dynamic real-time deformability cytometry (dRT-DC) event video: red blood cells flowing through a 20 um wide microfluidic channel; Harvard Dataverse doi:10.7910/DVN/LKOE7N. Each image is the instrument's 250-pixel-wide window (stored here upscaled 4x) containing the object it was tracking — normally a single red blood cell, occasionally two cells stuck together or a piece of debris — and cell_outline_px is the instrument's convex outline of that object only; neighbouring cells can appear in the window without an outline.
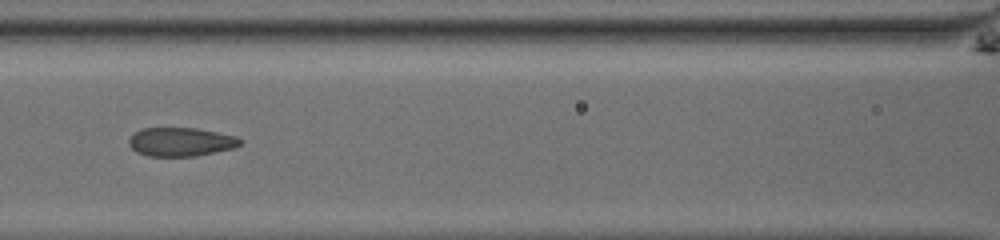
{"species": "common noctule bat (a hibernating species)", "species_latin": "Nyctalus noctula", "temperature_condition": "room temperature", "stored_images_in_passage": 20, "camera_frame_rate_fps": 3000, "um_per_image_px": 0.085, "animal": {"sex": "male", "body_mass_g": 13.0, "forearm_length_mm": 53.1}, "frame": {"image": 1, "passage_image": 15, "time_ms": 4.667, "image_size_px": [1000, 240], "cell_outline_px": [[244, 140], [240, 144], [232, 148], [196, 156], [148, 156], [136, 152], [128, 144], [128, 140], [140, 128], [196, 128], [236, 136]], "centroid_in_image_um": [15.35, 12.06], "position_along_channel_um": 151.2, "area_um2": 18.55}}